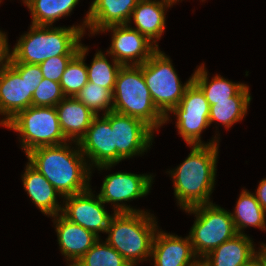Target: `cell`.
<instances>
[{"label":"cell","mask_w":266,"mask_h":266,"mask_svg":"<svg viewBox=\"0 0 266 266\" xmlns=\"http://www.w3.org/2000/svg\"><path fill=\"white\" fill-rule=\"evenodd\" d=\"M72 150L68 143L41 146L29 151V164L39 171L61 194V197L86 191L90 186L91 167L86 163L78 142Z\"/></svg>","instance_id":"6da1fadb"},{"label":"cell","mask_w":266,"mask_h":266,"mask_svg":"<svg viewBox=\"0 0 266 266\" xmlns=\"http://www.w3.org/2000/svg\"><path fill=\"white\" fill-rule=\"evenodd\" d=\"M218 139L205 145H192L188 157L175 170H170L174 196L183 210L212 203L210 195L215 185Z\"/></svg>","instance_id":"7a4b0ae2"},{"label":"cell","mask_w":266,"mask_h":266,"mask_svg":"<svg viewBox=\"0 0 266 266\" xmlns=\"http://www.w3.org/2000/svg\"><path fill=\"white\" fill-rule=\"evenodd\" d=\"M82 36L81 25L67 28L31 25L29 32L19 38L11 51L10 63L40 64L59 55H76Z\"/></svg>","instance_id":"3957f363"},{"label":"cell","mask_w":266,"mask_h":266,"mask_svg":"<svg viewBox=\"0 0 266 266\" xmlns=\"http://www.w3.org/2000/svg\"><path fill=\"white\" fill-rule=\"evenodd\" d=\"M153 214L141 212L113 213L106 242L121 254L131 266L151 257L157 222Z\"/></svg>","instance_id":"277c9868"},{"label":"cell","mask_w":266,"mask_h":266,"mask_svg":"<svg viewBox=\"0 0 266 266\" xmlns=\"http://www.w3.org/2000/svg\"><path fill=\"white\" fill-rule=\"evenodd\" d=\"M113 111L141 119L153 130L165 124V116L155 106L138 65L120 68L113 90Z\"/></svg>","instance_id":"5b68a950"},{"label":"cell","mask_w":266,"mask_h":266,"mask_svg":"<svg viewBox=\"0 0 266 266\" xmlns=\"http://www.w3.org/2000/svg\"><path fill=\"white\" fill-rule=\"evenodd\" d=\"M43 79L39 64L10 63L0 71V125L32 106V96ZM6 116V117H5Z\"/></svg>","instance_id":"8992f818"},{"label":"cell","mask_w":266,"mask_h":266,"mask_svg":"<svg viewBox=\"0 0 266 266\" xmlns=\"http://www.w3.org/2000/svg\"><path fill=\"white\" fill-rule=\"evenodd\" d=\"M4 126L19 132L25 154L37 147L68 142L61 131L55 107L30 106L18 112Z\"/></svg>","instance_id":"52a82bcc"},{"label":"cell","mask_w":266,"mask_h":266,"mask_svg":"<svg viewBox=\"0 0 266 266\" xmlns=\"http://www.w3.org/2000/svg\"><path fill=\"white\" fill-rule=\"evenodd\" d=\"M185 211L196 217L188 236L198 259L238 234L230 212L220 206L207 203Z\"/></svg>","instance_id":"ba28073f"},{"label":"cell","mask_w":266,"mask_h":266,"mask_svg":"<svg viewBox=\"0 0 266 266\" xmlns=\"http://www.w3.org/2000/svg\"><path fill=\"white\" fill-rule=\"evenodd\" d=\"M143 72L147 88L157 109L166 116L176 107L193 76L183 85L168 56L159 49L143 64L138 65Z\"/></svg>","instance_id":"9c48e42d"},{"label":"cell","mask_w":266,"mask_h":266,"mask_svg":"<svg viewBox=\"0 0 266 266\" xmlns=\"http://www.w3.org/2000/svg\"><path fill=\"white\" fill-rule=\"evenodd\" d=\"M169 113L176 115L178 133L189 145H205L201 141V132L209 125L210 105L202 90L192 81L184 92L180 103L165 116V123Z\"/></svg>","instance_id":"30bf717a"},{"label":"cell","mask_w":266,"mask_h":266,"mask_svg":"<svg viewBox=\"0 0 266 266\" xmlns=\"http://www.w3.org/2000/svg\"><path fill=\"white\" fill-rule=\"evenodd\" d=\"M103 116L114 130L117 163L147 151L152 145L154 130L141 119L111 111ZM151 143V144H150Z\"/></svg>","instance_id":"8fae6325"},{"label":"cell","mask_w":266,"mask_h":266,"mask_svg":"<svg viewBox=\"0 0 266 266\" xmlns=\"http://www.w3.org/2000/svg\"><path fill=\"white\" fill-rule=\"evenodd\" d=\"M152 175L117 172L106 175L103 180L101 191L98 194L102 202L112 203L114 213L141 212L125 205L123 201L134 200L146 196L152 186ZM122 204H120V203Z\"/></svg>","instance_id":"7c38bea8"},{"label":"cell","mask_w":266,"mask_h":266,"mask_svg":"<svg viewBox=\"0 0 266 266\" xmlns=\"http://www.w3.org/2000/svg\"><path fill=\"white\" fill-rule=\"evenodd\" d=\"M91 190L89 187L86 191L64 197L61 214L99 237V232L106 233L113 215H109L99 195L95 199Z\"/></svg>","instance_id":"4fadbf2b"},{"label":"cell","mask_w":266,"mask_h":266,"mask_svg":"<svg viewBox=\"0 0 266 266\" xmlns=\"http://www.w3.org/2000/svg\"><path fill=\"white\" fill-rule=\"evenodd\" d=\"M112 30V42L107 54L117 62L126 65L145 63L158 49L146 36L133 29L129 24L111 25L101 32Z\"/></svg>","instance_id":"5bb4252c"},{"label":"cell","mask_w":266,"mask_h":266,"mask_svg":"<svg viewBox=\"0 0 266 266\" xmlns=\"http://www.w3.org/2000/svg\"><path fill=\"white\" fill-rule=\"evenodd\" d=\"M96 116L86 134L78 144L85 158L91 160L89 167L94 166L98 170L109 169L117 164V150L114 148V130L110 122L103 116Z\"/></svg>","instance_id":"9a60e30c"},{"label":"cell","mask_w":266,"mask_h":266,"mask_svg":"<svg viewBox=\"0 0 266 266\" xmlns=\"http://www.w3.org/2000/svg\"><path fill=\"white\" fill-rule=\"evenodd\" d=\"M152 258L154 266H200L189 236L181 238L161 230L153 240Z\"/></svg>","instance_id":"2e32d148"},{"label":"cell","mask_w":266,"mask_h":266,"mask_svg":"<svg viewBox=\"0 0 266 266\" xmlns=\"http://www.w3.org/2000/svg\"><path fill=\"white\" fill-rule=\"evenodd\" d=\"M139 0H94L83 21V33L85 27H89L90 33L95 34L111 25L129 24L133 9Z\"/></svg>","instance_id":"e0dca14e"},{"label":"cell","mask_w":266,"mask_h":266,"mask_svg":"<svg viewBox=\"0 0 266 266\" xmlns=\"http://www.w3.org/2000/svg\"><path fill=\"white\" fill-rule=\"evenodd\" d=\"M52 217L55 219V230L60 251L67 261H71L72 264H68L69 266L75 265L99 240V237L82 226L69 221L60 213Z\"/></svg>","instance_id":"ac0fdd59"},{"label":"cell","mask_w":266,"mask_h":266,"mask_svg":"<svg viewBox=\"0 0 266 266\" xmlns=\"http://www.w3.org/2000/svg\"><path fill=\"white\" fill-rule=\"evenodd\" d=\"M179 0H139L132 11L131 18L139 33L146 36L158 47L157 40L165 30V10Z\"/></svg>","instance_id":"d6986e66"},{"label":"cell","mask_w":266,"mask_h":266,"mask_svg":"<svg viewBox=\"0 0 266 266\" xmlns=\"http://www.w3.org/2000/svg\"><path fill=\"white\" fill-rule=\"evenodd\" d=\"M59 125L65 138L79 142L97 116L75 97H65L56 106Z\"/></svg>","instance_id":"ffe728a7"},{"label":"cell","mask_w":266,"mask_h":266,"mask_svg":"<svg viewBox=\"0 0 266 266\" xmlns=\"http://www.w3.org/2000/svg\"><path fill=\"white\" fill-rule=\"evenodd\" d=\"M256 256L253 242L246 234H237L200 260V266H244Z\"/></svg>","instance_id":"44dd1931"},{"label":"cell","mask_w":266,"mask_h":266,"mask_svg":"<svg viewBox=\"0 0 266 266\" xmlns=\"http://www.w3.org/2000/svg\"><path fill=\"white\" fill-rule=\"evenodd\" d=\"M22 181L28 196L44 215L52 217L61 213L62 207L56 199V196L61 194L29 163L22 175Z\"/></svg>","instance_id":"7402d4cb"},{"label":"cell","mask_w":266,"mask_h":266,"mask_svg":"<svg viewBox=\"0 0 266 266\" xmlns=\"http://www.w3.org/2000/svg\"><path fill=\"white\" fill-rule=\"evenodd\" d=\"M207 73L202 64L192 74V81L202 90L210 106L214 105V101L229 100V98L237 96L247 86L244 83H233L221 75L214 76L209 82Z\"/></svg>","instance_id":"603a6c76"},{"label":"cell","mask_w":266,"mask_h":266,"mask_svg":"<svg viewBox=\"0 0 266 266\" xmlns=\"http://www.w3.org/2000/svg\"><path fill=\"white\" fill-rule=\"evenodd\" d=\"M251 99L249 87L246 86L229 100L214 101V105L210 106L209 125L218 121L226 128L231 127L246 116Z\"/></svg>","instance_id":"cb8c5ba5"},{"label":"cell","mask_w":266,"mask_h":266,"mask_svg":"<svg viewBox=\"0 0 266 266\" xmlns=\"http://www.w3.org/2000/svg\"><path fill=\"white\" fill-rule=\"evenodd\" d=\"M236 203L234 213L230 214L238 234H245L242 229L248 226L266 229V212L260 206L254 193L243 189Z\"/></svg>","instance_id":"d4e9b609"},{"label":"cell","mask_w":266,"mask_h":266,"mask_svg":"<svg viewBox=\"0 0 266 266\" xmlns=\"http://www.w3.org/2000/svg\"><path fill=\"white\" fill-rule=\"evenodd\" d=\"M79 0H27L32 25L51 26L61 17L70 15Z\"/></svg>","instance_id":"484cf974"},{"label":"cell","mask_w":266,"mask_h":266,"mask_svg":"<svg viewBox=\"0 0 266 266\" xmlns=\"http://www.w3.org/2000/svg\"><path fill=\"white\" fill-rule=\"evenodd\" d=\"M87 52L88 47L81 43L79 52L70 60L62 75L60 86L66 97H75L88 82L87 65L84 62Z\"/></svg>","instance_id":"4316f807"},{"label":"cell","mask_w":266,"mask_h":266,"mask_svg":"<svg viewBox=\"0 0 266 266\" xmlns=\"http://www.w3.org/2000/svg\"><path fill=\"white\" fill-rule=\"evenodd\" d=\"M112 60L113 64L111 65L105 54L98 51L91 66H87L88 82L113 91L118 72L123 65L114 58Z\"/></svg>","instance_id":"83f0119b"},{"label":"cell","mask_w":266,"mask_h":266,"mask_svg":"<svg viewBox=\"0 0 266 266\" xmlns=\"http://www.w3.org/2000/svg\"><path fill=\"white\" fill-rule=\"evenodd\" d=\"M74 266H131L128 261L119 254L106 241L98 240Z\"/></svg>","instance_id":"f1b7e54d"},{"label":"cell","mask_w":266,"mask_h":266,"mask_svg":"<svg viewBox=\"0 0 266 266\" xmlns=\"http://www.w3.org/2000/svg\"><path fill=\"white\" fill-rule=\"evenodd\" d=\"M77 100L88 107L95 115L105 110L104 114L113 111V91L94 83L87 84L75 96Z\"/></svg>","instance_id":"f546056e"},{"label":"cell","mask_w":266,"mask_h":266,"mask_svg":"<svg viewBox=\"0 0 266 266\" xmlns=\"http://www.w3.org/2000/svg\"><path fill=\"white\" fill-rule=\"evenodd\" d=\"M65 97L60 83L43 78L33 93L32 106L55 107Z\"/></svg>","instance_id":"4dcf8cb0"},{"label":"cell","mask_w":266,"mask_h":266,"mask_svg":"<svg viewBox=\"0 0 266 266\" xmlns=\"http://www.w3.org/2000/svg\"><path fill=\"white\" fill-rule=\"evenodd\" d=\"M74 56L75 55H59L41 62L39 67L43 73V78L60 83L68 63Z\"/></svg>","instance_id":"1f68e13d"},{"label":"cell","mask_w":266,"mask_h":266,"mask_svg":"<svg viewBox=\"0 0 266 266\" xmlns=\"http://www.w3.org/2000/svg\"><path fill=\"white\" fill-rule=\"evenodd\" d=\"M12 53L9 51L7 36L0 30V71L10 64Z\"/></svg>","instance_id":"d6a6232c"},{"label":"cell","mask_w":266,"mask_h":266,"mask_svg":"<svg viewBox=\"0 0 266 266\" xmlns=\"http://www.w3.org/2000/svg\"><path fill=\"white\" fill-rule=\"evenodd\" d=\"M255 196L260 206L266 212V178L262 179L261 182H259V186L256 190Z\"/></svg>","instance_id":"836d02e7"},{"label":"cell","mask_w":266,"mask_h":266,"mask_svg":"<svg viewBox=\"0 0 266 266\" xmlns=\"http://www.w3.org/2000/svg\"><path fill=\"white\" fill-rule=\"evenodd\" d=\"M261 249L257 252L256 256L263 262V265L266 266V245L261 244Z\"/></svg>","instance_id":"e575fe53"},{"label":"cell","mask_w":266,"mask_h":266,"mask_svg":"<svg viewBox=\"0 0 266 266\" xmlns=\"http://www.w3.org/2000/svg\"><path fill=\"white\" fill-rule=\"evenodd\" d=\"M244 266H264V265H263V262L257 256H254Z\"/></svg>","instance_id":"d590c367"}]
</instances>
